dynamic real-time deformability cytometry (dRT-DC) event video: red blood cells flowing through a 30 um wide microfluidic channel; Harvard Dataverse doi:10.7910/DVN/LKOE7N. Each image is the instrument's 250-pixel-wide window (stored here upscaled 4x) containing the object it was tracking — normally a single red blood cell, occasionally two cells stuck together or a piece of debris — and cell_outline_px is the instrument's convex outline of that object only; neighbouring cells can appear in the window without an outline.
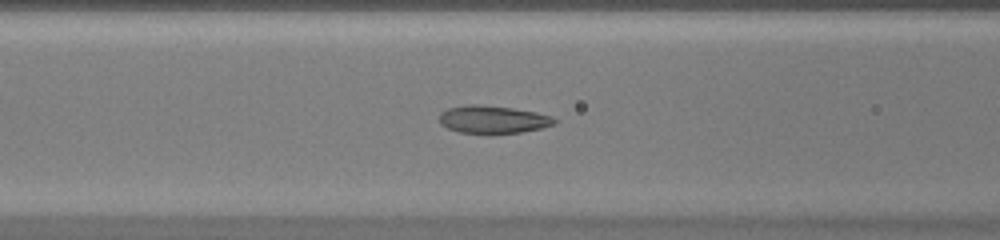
{"species": "common noctule bat (a hibernating species)", "species_latin": "Nyctalus noctula", "temperature_condition": "warm", "stored_images_in_passage": 48, "camera_frame_rate_fps": 3000, "um_per_image_px": 0.085, "animal": {"sex": "female", "body_mass_g": 20.0, "forearm_length_mm": 54.0}, "frame": {"image": 1, "passage_image": 21, "time_ms": 6.667, "image_size_px": [1000, 240], "cell_outline_px": [[560, 120], [556, 124], [540, 128], [520, 132], [492, 136], [460, 132], [448, 128], [440, 124], [440, 112], [448, 108], [468, 104], [476, 104], [512, 108], [536, 112], [552, 116]], "centroid_in_image_um": [41.92, 10.18], "position_along_channel_um": 124.7, "area_um2": 19.19}}
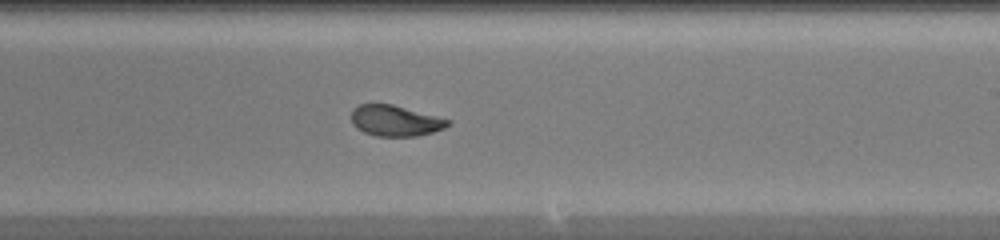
{"frame": {"image": 2, "passage_image": 30, "time_ms": 9.667, "image_size_px": [1000, 240], "cell_outline_px": [[452, 120], [444, 128], [432, 132], [416, 136], [376, 136], [364, 132], [356, 128], [352, 124], [352, 108], [360, 104], [392, 104]], "centroid_in_image_um": [33.57, 10.26], "position_along_channel_um": 255.4, "area_um2": 17.28}}
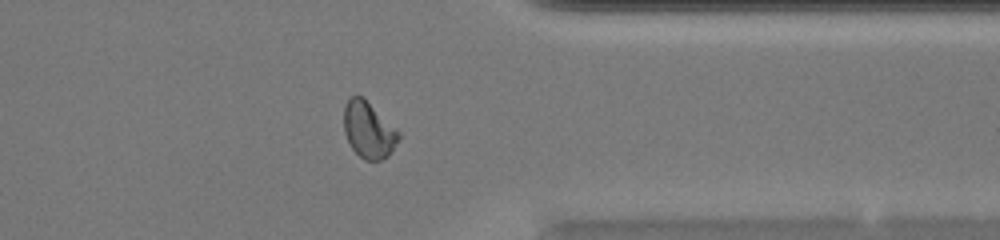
{"frame": {"image": 3, "passage_image": 39, "time_ms": 12.667, "image_size_px": [1000, 240], "cell_outline_px": [[400, 136], [388, 156], [380, 160], [364, 160], [352, 148], [344, 132], [344, 108], [348, 100], [352, 96], [364, 96], [400, 132]], "centroid_in_image_um": [31.33, 11.02], "position_along_channel_um": 380.1, "area_um2": 17.92}}